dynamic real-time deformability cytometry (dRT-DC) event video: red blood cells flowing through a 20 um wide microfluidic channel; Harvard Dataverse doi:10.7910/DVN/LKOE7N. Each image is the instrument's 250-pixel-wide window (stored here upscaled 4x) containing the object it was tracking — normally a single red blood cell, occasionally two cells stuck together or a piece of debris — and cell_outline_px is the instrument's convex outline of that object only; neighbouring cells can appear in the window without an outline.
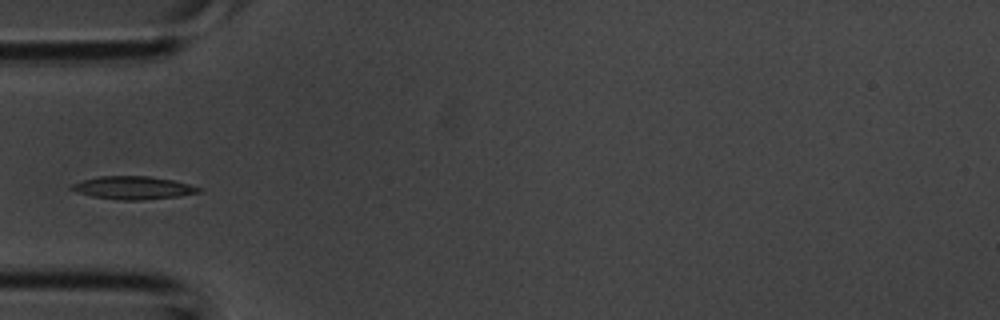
{"species": "common noctule bat (a hibernating species)", "species_latin": "Nyctalus noctula", "temperature_condition": "room temperature", "stored_images_in_passage": 3, "camera_frame_rate_fps": 3000, "um_per_image_px": 0.085, "animal": {"sex": "male", "body_mass_g": 20.1, "forearm_length_mm": 53.5}, "frame": {"image": 1, "passage_image": 3, "time_ms": 0.667, "image_size_px": [1000, 320], "cell_outline_px": [[204, 188], [200, 192], [180, 196], [144, 200], [120, 200], [92, 196], [76, 192], [68, 188], [68, 184], [80, 180], [100, 176], [148, 176], [172, 180]], "centroid_in_image_um": [11.27, 15.96], "position_along_channel_um": 73.7, "area_um2": 17.22}}